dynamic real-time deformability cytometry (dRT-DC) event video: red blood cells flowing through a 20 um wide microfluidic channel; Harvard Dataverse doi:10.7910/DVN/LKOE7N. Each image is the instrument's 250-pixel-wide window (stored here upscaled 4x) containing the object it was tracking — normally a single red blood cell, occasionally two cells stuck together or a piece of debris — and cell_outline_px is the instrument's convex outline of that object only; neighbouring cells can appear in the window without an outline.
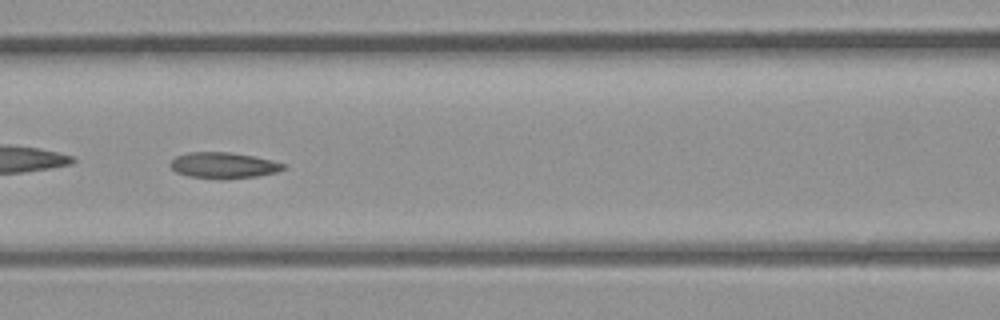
{"species": "common noctule bat (a hibernating species)", "species_latin": "Nyctalus noctula", "temperature_condition": "room temperature", "stored_images_in_passage": 28, "camera_frame_rate_fps": 3000, "um_per_image_px": 0.085, "animal": {"sex": "male", "body_mass_g": 23.1, "forearm_length_mm": 52.7}, "frame": {"image": 1, "passage_image": 5, "time_ms": 1.333, "image_size_px": [1000, 320], "cell_outline_px": [[288, 168], [276, 172], [256, 176], [224, 180], [220, 180], [188, 176], [176, 172], [168, 164], [176, 156], [188, 152], [228, 152], [256, 156], [272, 160], [284, 164]], "centroid_in_image_um": [19.0, 14.06], "position_along_channel_um": 147.6, "area_um2": 17.4}}
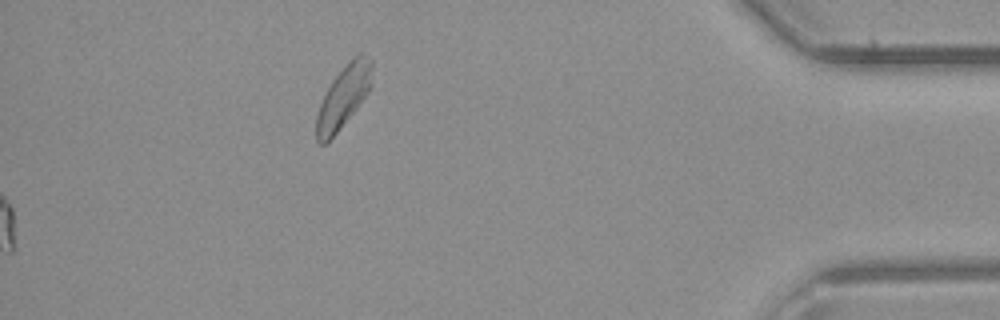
{"frame": {"image": 2, "passage_image": 28, "time_ms": 9.0, "image_size_px": [1000, 320], "cell_outline_px": [[372, 68], [368, 92], [356, 108], [336, 132], [324, 144], [320, 144], [316, 140], [316, 116], [320, 104], [332, 80], [352, 56], [356, 52], [360, 52], [372, 60]], "centroid_in_image_um": [29.18, 8.17], "position_along_channel_um": 406.0, "area_um2": 19.65}}